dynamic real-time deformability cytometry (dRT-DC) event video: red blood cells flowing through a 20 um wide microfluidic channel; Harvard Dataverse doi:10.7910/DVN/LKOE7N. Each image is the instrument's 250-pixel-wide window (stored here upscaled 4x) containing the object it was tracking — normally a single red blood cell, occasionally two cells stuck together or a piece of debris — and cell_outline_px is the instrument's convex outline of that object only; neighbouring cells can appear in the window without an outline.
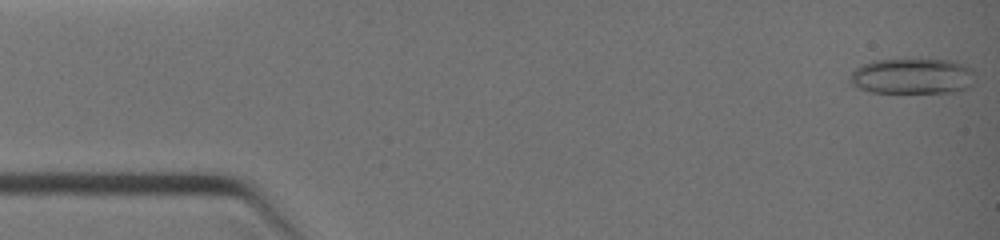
{"species": "common noctule bat (a hibernating species)", "species_latin": "Nyctalus noctula", "temperature_condition": "warm", "stored_images_in_passage": 41, "camera_frame_rate_fps": 3000, "um_per_image_px": 0.085, "animal": {"sex": "female", "body_mass_g": 19.0, "forearm_length_mm": 51.5}, "frame": {"image": 1, "passage_image": 1, "time_ms": 0.0, "image_size_px": [1000, 240], "cell_outline_px": [[976, 72], [972, 84], [968, 88], [956, 92], [872, 92], [856, 88], [848, 80], [848, 76], [860, 64], [872, 60], [952, 60], [964, 64], [972, 68]], "centroid_in_image_um": [77.55, 6.48], "position_along_channel_um": 7.5, "area_um2": 26.3}}
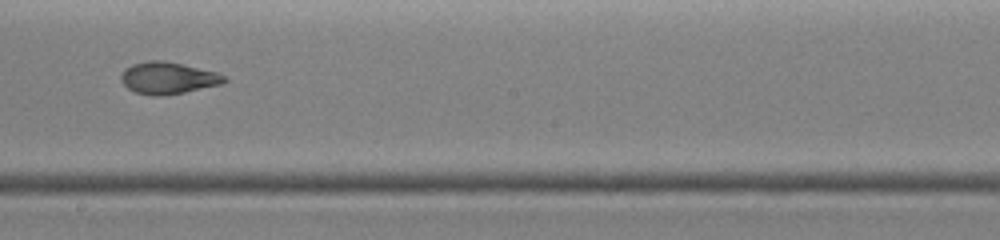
{"frame": {"image": 2, "passage_image": 22, "time_ms": 6.667, "image_size_px": [1000, 240], "cell_outline_px": [[228, 80], [220, 84], [184, 92], [164, 96], [152, 96], [136, 92], [128, 88], [120, 80], [120, 76], [124, 68], [132, 64], [148, 60], [164, 60], [216, 72], [224, 76]], "centroid_in_image_um": [14.23, 6.63], "position_along_channel_um": 234.0, "area_um2": 19.13}}
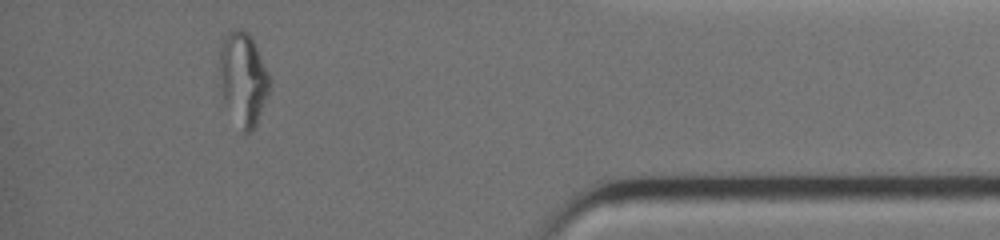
{"frame": {"image": 3, "passage_image": 37, "time_ms": 10.667, "image_size_px": [1000, 240], "cell_outline_px": [[268, 92], [256, 124], [252, 132], [244, 136], [240, 132], [224, 104], [220, 76], [220, 48], [228, 32], [236, 28], [240, 28], [248, 32], [252, 36], [268, 72]], "centroid_in_image_um": [20.65, 6.74], "position_along_channel_um": 414.6, "area_um2": 27.11}}